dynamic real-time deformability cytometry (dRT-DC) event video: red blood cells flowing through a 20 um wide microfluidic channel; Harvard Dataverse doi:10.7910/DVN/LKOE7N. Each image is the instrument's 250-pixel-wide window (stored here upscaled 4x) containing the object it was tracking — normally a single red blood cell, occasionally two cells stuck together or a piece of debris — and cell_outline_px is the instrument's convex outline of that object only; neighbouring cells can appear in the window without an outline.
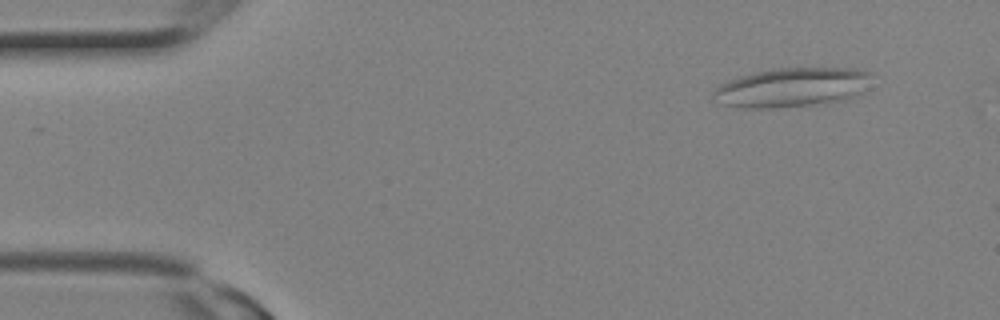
{"species": "Egyptian fruit bat (a non-hibernating species)", "species_latin": "Rousettus aegyptiacus", "temperature_condition": "room temperature", "stored_images_in_passage": 3, "camera_frame_rate_fps": 3000, "um_per_image_px": 0.085, "animal": {"sex": "female"}, "frame": {"image": 1, "passage_image": 1, "time_ms": 0.0, "image_size_px": [1000, 320], "cell_outline_px": [[872, 72], [860, 92], [852, 96], [840, 100], [816, 104], [776, 108], [740, 108], [716, 104], [712, 96], [712, 92], [720, 84], [728, 80], [740, 76], [756, 72], [780, 68], [856, 68]], "centroid_in_image_um": [67.19, 7.44], "position_along_channel_um": 17.8, "area_um2": 36.01}}